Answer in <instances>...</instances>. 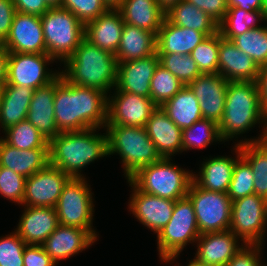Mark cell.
I'll list each match as a JSON object with an SVG mask.
<instances>
[{"label":"cell","mask_w":267,"mask_h":266,"mask_svg":"<svg viewBox=\"0 0 267 266\" xmlns=\"http://www.w3.org/2000/svg\"><path fill=\"white\" fill-rule=\"evenodd\" d=\"M55 123L60 132L105 128L108 120V95L96 88L55 78Z\"/></svg>","instance_id":"obj_1"},{"label":"cell","mask_w":267,"mask_h":266,"mask_svg":"<svg viewBox=\"0 0 267 266\" xmlns=\"http://www.w3.org/2000/svg\"><path fill=\"white\" fill-rule=\"evenodd\" d=\"M259 123L264 124L262 135L256 139L238 142L237 145L267 139V115L260 104L257 81L229 82L224 114L218 124L223 142L249 131L250 128Z\"/></svg>","instance_id":"obj_2"},{"label":"cell","mask_w":267,"mask_h":266,"mask_svg":"<svg viewBox=\"0 0 267 266\" xmlns=\"http://www.w3.org/2000/svg\"><path fill=\"white\" fill-rule=\"evenodd\" d=\"M96 130L60 132L49 141V163L72 178L84 177L81 169L108 155L107 134Z\"/></svg>","instance_id":"obj_3"},{"label":"cell","mask_w":267,"mask_h":266,"mask_svg":"<svg viewBox=\"0 0 267 266\" xmlns=\"http://www.w3.org/2000/svg\"><path fill=\"white\" fill-rule=\"evenodd\" d=\"M63 63L65 69L60 74L69 83L96 88L107 95L116 86L118 62L115 55L85 38Z\"/></svg>","instance_id":"obj_4"},{"label":"cell","mask_w":267,"mask_h":266,"mask_svg":"<svg viewBox=\"0 0 267 266\" xmlns=\"http://www.w3.org/2000/svg\"><path fill=\"white\" fill-rule=\"evenodd\" d=\"M108 156L119 154L127 180L140 168L162 159L145 127L106 125Z\"/></svg>","instance_id":"obj_5"},{"label":"cell","mask_w":267,"mask_h":266,"mask_svg":"<svg viewBox=\"0 0 267 266\" xmlns=\"http://www.w3.org/2000/svg\"><path fill=\"white\" fill-rule=\"evenodd\" d=\"M162 158L140 168L129 180L142 192L176 201L188 194L193 173Z\"/></svg>","instance_id":"obj_6"},{"label":"cell","mask_w":267,"mask_h":266,"mask_svg":"<svg viewBox=\"0 0 267 266\" xmlns=\"http://www.w3.org/2000/svg\"><path fill=\"white\" fill-rule=\"evenodd\" d=\"M46 53L64 62L85 38V25L69 10L51 7L40 17Z\"/></svg>","instance_id":"obj_7"},{"label":"cell","mask_w":267,"mask_h":266,"mask_svg":"<svg viewBox=\"0 0 267 266\" xmlns=\"http://www.w3.org/2000/svg\"><path fill=\"white\" fill-rule=\"evenodd\" d=\"M200 235L190 198L176 200L171 219L157 234L159 257L163 262L174 261L187 243H194Z\"/></svg>","instance_id":"obj_8"},{"label":"cell","mask_w":267,"mask_h":266,"mask_svg":"<svg viewBox=\"0 0 267 266\" xmlns=\"http://www.w3.org/2000/svg\"><path fill=\"white\" fill-rule=\"evenodd\" d=\"M85 179L71 177L64 185L55 209L59 225L86 229L97 240L98 235L92 228L93 193Z\"/></svg>","instance_id":"obj_9"},{"label":"cell","mask_w":267,"mask_h":266,"mask_svg":"<svg viewBox=\"0 0 267 266\" xmlns=\"http://www.w3.org/2000/svg\"><path fill=\"white\" fill-rule=\"evenodd\" d=\"M267 227V200L256 194L232 201L229 230L245 245H262Z\"/></svg>","instance_id":"obj_10"},{"label":"cell","mask_w":267,"mask_h":266,"mask_svg":"<svg viewBox=\"0 0 267 266\" xmlns=\"http://www.w3.org/2000/svg\"><path fill=\"white\" fill-rule=\"evenodd\" d=\"M187 196L193 203L201 235L229 230L232 201L227 193L200 188L192 181Z\"/></svg>","instance_id":"obj_11"},{"label":"cell","mask_w":267,"mask_h":266,"mask_svg":"<svg viewBox=\"0 0 267 266\" xmlns=\"http://www.w3.org/2000/svg\"><path fill=\"white\" fill-rule=\"evenodd\" d=\"M49 61L53 63L55 60L48 54L9 53L5 84L33 90L47 85L60 74L59 71L48 70Z\"/></svg>","instance_id":"obj_12"},{"label":"cell","mask_w":267,"mask_h":266,"mask_svg":"<svg viewBox=\"0 0 267 266\" xmlns=\"http://www.w3.org/2000/svg\"><path fill=\"white\" fill-rule=\"evenodd\" d=\"M71 177L48 163L25 180L22 205L55 208L64 185Z\"/></svg>","instance_id":"obj_13"},{"label":"cell","mask_w":267,"mask_h":266,"mask_svg":"<svg viewBox=\"0 0 267 266\" xmlns=\"http://www.w3.org/2000/svg\"><path fill=\"white\" fill-rule=\"evenodd\" d=\"M113 94L114 96H108L106 125L145 127L152 112L157 108L151 98L123 91H115Z\"/></svg>","instance_id":"obj_14"},{"label":"cell","mask_w":267,"mask_h":266,"mask_svg":"<svg viewBox=\"0 0 267 266\" xmlns=\"http://www.w3.org/2000/svg\"><path fill=\"white\" fill-rule=\"evenodd\" d=\"M2 45L9 53L47 54L40 16L16 11Z\"/></svg>","instance_id":"obj_15"},{"label":"cell","mask_w":267,"mask_h":266,"mask_svg":"<svg viewBox=\"0 0 267 266\" xmlns=\"http://www.w3.org/2000/svg\"><path fill=\"white\" fill-rule=\"evenodd\" d=\"M132 187L129 209L147 228L158 234L171 219L175 201L140 191L129 179Z\"/></svg>","instance_id":"obj_16"},{"label":"cell","mask_w":267,"mask_h":266,"mask_svg":"<svg viewBox=\"0 0 267 266\" xmlns=\"http://www.w3.org/2000/svg\"><path fill=\"white\" fill-rule=\"evenodd\" d=\"M228 84L229 81L220 74H201L188 85L200 103L203 119L220 123Z\"/></svg>","instance_id":"obj_17"},{"label":"cell","mask_w":267,"mask_h":266,"mask_svg":"<svg viewBox=\"0 0 267 266\" xmlns=\"http://www.w3.org/2000/svg\"><path fill=\"white\" fill-rule=\"evenodd\" d=\"M159 64L158 53L130 62H119L116 91L150 98L151 79Z\"/></svg>","instance_id":"obj_18"},{"label":"cell","mask_w":267,"mask_h":266,"mask_svg":"<svg viewBox=\"0 0 267 266\" xmlns=\"http://www.w3.org/2000/svg\"><path fill=\"white\" fill-rule=\"evenodd\" d=\"M260 67L220 33L218 74L229 82L257 81Z\"/></svg>","instance_id":"obj_19"},{"label":"cell","mask_w":267,"mask_h":266,"mask_svg":"<svg viewBox=\"0 0 267 266\" xmlns=\"http://www.w3.org/2000/svg\"><path fill=\"white\" fill-rule=\"evenodd\" d=\"M94 242H96V239L86 229L58 225L41 246L51 259L58 264L60 260L82 252Z\"/></svg>","instance_id":"obj_20"},{"label":"cell","mask_w":267,"mask_h":266,"mask_svg":"<svg viewBox=\"0 0 267 266\" xmlns=\"http://www.w3.org/2000/svg\"><path fill=\"white\" fill-rule=\"evenodd\" d=\"M230 230L205 233L198 237L195 259L212 266H226L229 260L242 248Z\"/></svg>","instance_id":"obj_21"},{"label":"cell","mask_w":267,"mask_h":266,"mask_svg":"<svg viewBox=\"0 0 267 266\" xmlns=\"http://www.w3.org/2000/svg\"><path fill=\"white\" fill-rule=\"evenodd\" d=\"M15 232L27 245H41L59 225L53 207H24Z\"/></svg>","instance_id":"obj_22"},{"label":"cell","mask_w":267,"mask_h":266,"mask_svg":"<svg viewBox=\"0 0 267 266\" xmlns=\"http://www.w3.org/2000/svg\"><path fill=\"white\" fill-rule=\"evenodd\" d=\"M125 22L117 8H109L85 24V39L102 50L116 54Z\"/></svg>","instance_id":"obj_23"},{"label":"cell","mask_w":267,"mask_h":266,"mask_svg":"<svg viewBox=\"0 0 267 266\" xmlns=\"http://www.w3.org/2000/svg\"><path fill=\"white\" fill-rule=\"evenodd\" d=\"M145 129L162 158H172L177 152L182 153V130L160 106L152 112Z\"/></svg>","instance_id":"obj_24"},{"label":"cell","mask_w":267,"mask_h":266,"mask_svg":"<svg viewBox=\"0 0 267 266\" xmlns=\"http://www.w3.org/2000/svg\"><path fill=\"white\" fill-rule=\"evenodd\" d=\"M55 79L34 90L27 113V120L49 141L58 130L54 117Z\"/></svg>","instance_id":"obj_25"},{"label":"cell","mask_w":267,"mask_h":266,"mask_svg":"<svg viewBox=\"0 0 267 266\" xmlns=\"http://www.w3.org/2000/svg\"><path fill=\"white\" fill-rule=\"evenodd\" d=\"M237 158L218 156L209 158L199 168L198 176L193 173V182L200 188L213 192L227 193L233 175L234 164L241 156L240 145L234 146Z\"/></svg>","instance_id":"obj_26"},{"label":"cell","mask_w":267,"mask_h":266,"mask_svg":"<svg viewBox=\"0 0 267 266\" xmlns=\"http://www.w3.org/2000/svg\"><path fill=\"white\" fill-rule=\"evenodd\" d=\"M206 37L202 32L176 26L164 18L156 35V52L158 54L179 53L189 55Z\"/></svg>","instance_id":"obj_27"},{"label":"cell","mask_w":267,"mask_h":266,"mask_svg":"<svg viewBox=\"0 0 267 266\" xmlns=\"http://www.w3.org/2000/svg\"><path fill=\"white\" fill-rule=\"evenodd\" d=\"M49 163V149L21 150L0 138V166L28 178Z\"/></svg>","instance_id":"obj_28"},{"label":"cell","mask_w":267,"mask_h":266,"mask_svg":"<svg viewBox=\"0 0 267 266\" xmlns=\"http://www.w3.org/2000/svg\"><path fill=\"white\" fill-rule=\"evenodd\" d=\"M117 9L126 24L156 35L165 18V12L159 7L157 0H123Z\"/></svg>","instance_id":"obj_29"},{"label":"cell","mask_w":267,"mask_h":266,"mask_svg":"<svg viewBox=\"0 0 267 266\" xmlns=\"http://www.w3.org/2000/svg\"><path fill=\"white\" fill-rule=\"evenodd\" d=\"M156 47V34L125 23L115 57L118 63L135 61L154 54Z\"/></svg>","instance_id":"obj_30"},{"label":"cell","mask_w":267,"mask_h":266,"mask_svg":"<svg viewBox=\"0 0 267 266\" xmlns=\"http://www.w3.org/2000/svg\"><path fill=\"white\" fill-rule=\"evenodd\" d=\"M160 107L181 130L203 119L200 103L188 86H184Z\"/></svg>","instance_id":"obj_31"},{"label":"cell","mask_w":267,"mask_h":266,"mask_svg":"<svg viewBox=\"0 0 267 266\" xmlns=\"http://www.w3.org/2000/svg\"><path fill=\"white\" fill-rule=\"evenodd\" d=\"M165 18L176 26L197 30L207 37L219 32V24L215 20L186 0L171 7Z\"/></svg>","instance_id":"obj_32"},{"label":"cell","mask_w":267,"mask_h":266,"mask_svg":"<svg viewBox=\"0 0 267 266\" xmlns=\"http://www.w3.org/2000/svg\"><path fill=\"white\" fill-rule=\"evenodd\" d=\"M241 156L254 175V194L267 200V139L240 144Z\"/></svg>","instance_id":"obj_33"},{"label":"cell","mask_w":267,"mask_h":266,"mask_svg":"<svg viewBox=\"0 0 267 266\" xmlns=\"http://www.w3.org/2000/svg\"><path fill=\"white\" fill-rule=\"evenodd\" d=\"M259 21L267 22V18L262 11L248 12L237 7L229 8L224 20L219 24V32L223 38L232 41L244 32L261 27L257 25Z\"/></svg>","instance_id":"obj_34"},{"label":"cell","mask_w":267,"mask_h":266,"mask_svg":"<svg viewBox=\"0 0 267 266\" xmlns=\"http://www.w3.org/2000/svg\"><path fill=\"white\" fill-rule=\"evenodd\" d=\"M1 139L8 145L21 150L49 149V140L41 134L27 119L9 127Z\"/></svg>","instance_id":"obj_35"},{"label":"cell","mask_w":267,"mask_h":266,"mask_svg":"<svg viewBox=\"0 0 267 266\" xmlns=\"http://www.w3.org/2000/svg\"><path fill=\"white\" fill-rule=\"evenodd\" d=\"M217 141H223L219 125L211 120L201 119L182 130V152L192 148H205L211 142Z\"/></svg>","instance_id":"obj_36"},{"label":"cell","mask_w":267,"mask_h":266,"mask_svg":"<svg viewBox=\"0 0 267 266\" xmlns=\"http://www.w3.org/2000/svg\"><path fill=\"white\" fill-rule=\"evenodd\" d=\"M232 42L261 68L267 65V25L236 36Z\"/></svg>","instance_id":"obj_37"},{"label":"cell","mask_w":267,"mask_h":266,"mask_svg":"<svg viewBox=\"0 0 267 266\" xmlns=\"http://www.w3.org/2000/svg\"><path fill=\"white\" fill-rule=\"evenodd\" d=\"M183 87L180 80L159 63L151 79L150 98L157 106H161Z\"/></svg>","instance_id":"obj_38"},{"label":"cell","mask_w":267,"mask_h":266,"mask_svg":"<svg viewBox=\"0 0 267 266\" xmlns=\"http://www.w3.org/2000/svg\"><path fill=\"white\" fill-rule=\"evenodd\" d=\"M159 63L177 77L184 86H188L202 73L192 56L179 53L158 54Z\"/></svg>","instance_id":"obj_39"},{"label":"cell","mask_w":267,"mask_h":266,"mask_svg":"<svg viewBox=\"0 0 267 266\" xmlns=\"http://www.w3.org/2000/svg\"><path fill=\"white\" fill-rule=\"evenodd\" d=\"M220 32L206 37L191 52V56L202 74H218Z\"/></svg>","instance_id":"obj_40"},{"label":"cell","mask_w":267,"mask_h":266,"mask_svg":"<svg viewBox=\"0 0 267 266\" xmlns=\"http://www.w3.org/2000/svg\"><path fill=\"white\" fill-rule=\"evenodd\" d=\"M231 201L254 194V175L249 163L240 156L234 164L230 186L227 192Z\"/></svg>","instance_id":"obj_41"},{"label":"cell","mask_w":267,"mask_h":266,"mask_svg":"<svg viewBox=\"0 0 267 266\" xmlns=\"http://www.w3.org/2000/svg\"><path fill=\"white\" fill-rule=\"evenodd\" d=\"M26 246L15 231L0 238V266H24L23 252Z\"/></svg>","instance_id":"obj_42"},{"label":"cell","mask_w":267,"mask_h":266,"mask_svg":"<svg viewBox=\"0 0 267 266\" xmlns=\"http://www.w3.org/2000/svg\"><path fill=\"white\" fill-rule=\"evenodd\" d=\"M61 7L71 11L84 25L109 9L104 0H63Z\"/></svg>","instance_id":"obj_43"},{"label":"cell","mask_w":267,"mask_h":266,"mask_svg":"<svg viewBox=\"0 0 267 266\" xmlns=\"http://www.w3.org/2000/svg\"><path fill=\"white\" fill-rule=\"evenodd\" d=\"M25 180L24 176L0 166V194L8 200L22 204Z\"/></svg>","instance_id":"obj_44"},{"label":"cell","mask_w":267,"mask_h":266,"mask_svg":"<svg viewBox=\"0 0 267 266\" xmlns=\"http://www.w3.org/2000/svg\"><path fill=\"white\" fill-rule=\"evenodd\" d=\"M33 92L32 88L4 84L0 94V105L30 106Z\"/></svg>","instance_id":"obj_45"},{"label":"cell","mask_w":267,"mask_h":266,"mask_svg":"<svg viewBox=\"0 0 267 266\" xmlns=\"http://www.w3.org/2000/svg\"><path fill=\"white\" fill-rule=\"evenodd\" d=\"M242 248L229 260L226 266H267L260 261L262 245H241Z\"/></svg>","instance_id":"obj_46"},{"label":"cell","mask_w":267,"mask_h":266,"mask_svg":"<svg viewBox=\"0 0 267 266\" xmlns=\"http://www.w3.org/2000/svg\"><path fill=\"white\" fill-rule=\"evenodd\" d=\"M29 106L0 105V126L6 130L26 120Z\"/></svg>","instance_id":"obj_47"},{"label":"cell","mask_w":267,"mask_h":266,"mask_svg":"<svg viewBox=\"0 0 267 266\" xmlns=\"http://www.w3.org/2000/svg\"><path fill=\"white\" fill-rule=\"evenodd\" d=\"M204 11L213 20L220 24L226 15L229 7L227 0H186Z\"/></svg>","instance_id":"obj_48"},{"label":"cell","mask_w":267,"mask_h":266,"mask_svg":"<svg viewBox=\"0 0 267 266\" xmlns=\"http://www.w3.org/2000/svg\"><path fill=\"white\" fill-rule=\"evenodd\" d=\"M24 266H55L56 263L41 245H27L23 252Z\"/></svg>","instance_id":"obj_49"},{"label":"cell","mask_w":267,"mask_h":266,"mask_svg":"<svg viewBox=\"0 0 267 266\" xmlns=\"http://www.w3.org/2000/svg\"><path fill=\"white\" fill-rule=\"evenodd\" d=\"M16 8L12 0H0V44L9 35Z\"/></svg>","instance_id":"obj_50"},{"label":"cell","mask_w":267,"mask_h":266,"mask_svg":"<svg viewBox=\"0 0 267 266\" xmlns=\"http://www.w3.org/2000/svg\"><path fill=\"white\" fill-rule=\"evenodd\" d=\"M16 11L32 14L37 16H43L46 11L51 7L46 3L45 0H12Z\"/></svg>","instance_id":"obj_51"},{"label":"cell","mask_w":267,"mask_h":266,"mask_svg":"<svg viewBox=\"0 0 267 266\" xmlns=\"http://www.w3.org/2000/svg\"><path fill=\"white\" fill-rule=\"evenodd\" d=\"M260 95V104L264 113L267 115V65L260 68L257 79Z\"/></svg>","instance_id":"obj_52"},{"label":"cell","mask_w":267,"mask_h":266,"mask_svg":"<svg viewBox=\"0 0 267 266\" xmlns=\"http://www.w3.org/2000/svg\"><path fill=\"white\" fill-rule=\"evenodd\" d=\"M229 8L237 7L245 11H262V0H227Z\"/></svg>","instance_id":"obj_53"},{"label":"cell","mask_w":267,"mask_h":266,"mask_svg":"<svg viewBox=\"0 0 267 266\" xmlns=\"http://www.w3.org/2000/svg\"><path fill=\"white\" fill-rule=\"evenodd\" d=\"M8 56L9 52L2 44H0V85L2 86L6 83Z\"/></svg>","instance_id":"obj_54"},{"label":"cell","mask_w":267,"mask_h":266,"mask_svg":"<svg viewBox=\"0 0 267 266\" xmlns=\"http://www.w3.org/2000/svg\"><path fill=\"white\" fill-rule=\"evenodd\" d=\"M183 0H157L159 7L166 13L171 7Z\"/></svg>","instance_id":"obj_55"},{"label":"cell","mask_w":267,"mask_h":266,"mask_svg":"<svg viewBox=\"0 0 267 266\" xmlns=\"http://www.w3.org/2000/svg\"><path fill=\"white\" fill-rule=\"evenodd\" d=\"M109 8H117L123 0H104Z\"/></svg>","instance_id":"obj_56"},{"label":"cell","mask_w":267,"mask_h":266,"mask_svg":"<svg viewBox=\"0 0 267 266\" xmlns=\"http://www.w3.org/2000/svg\"><path fill=\"white\" fill-rule=\"evenodd\" d=\"M50 7H61L63 0H45Z\"/></svg>","instance_id":"obj_57"},{"label":"cell","mask_w":267,"mask_h":266,"mask_svg":"<svg viewBox=\"0 0 267 266\" xmlns=\"http://www.w3.org/2000/svg\"><path fill=\"white\" fill-rule=\"evenodd\" d=\"M187 266H212V265L202 264L194 258L193 260L189 261V264Z\"/></svg>","instance_id":"obj_58"},{"label":"cell","mask_w":267,"mask_h":266,"mask_svg":"<svg viewBox=\"0 0 267 266\" xmlns=\"http://www.w3.org/2000/svg\"><path fill=\"white\" fill-rule=\"evenodd\" d=\"M262 12L267 18V0H262Z\"/></svg>","instance_id":"obj_59"}]
</instances>
